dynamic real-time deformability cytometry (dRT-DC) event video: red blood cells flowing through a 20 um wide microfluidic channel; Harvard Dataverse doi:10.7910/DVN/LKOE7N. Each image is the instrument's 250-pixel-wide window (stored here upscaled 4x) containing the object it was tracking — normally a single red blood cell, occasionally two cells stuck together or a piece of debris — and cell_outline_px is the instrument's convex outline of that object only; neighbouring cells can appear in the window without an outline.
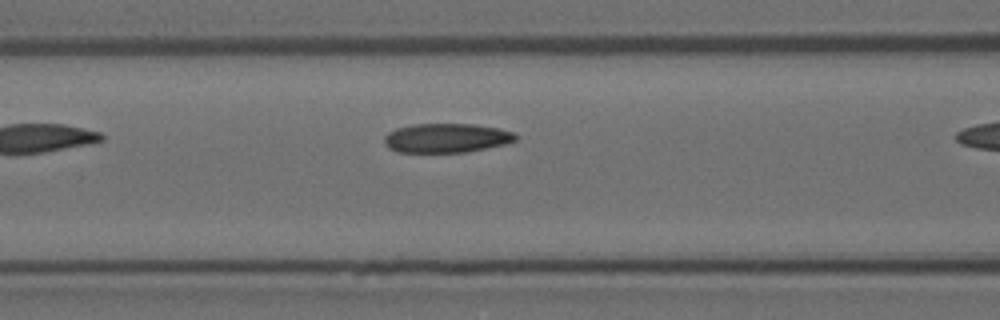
{"species": "Egyptian fruit bat (a non-hibernating species)", "species_latin": "Rousettus aegyptiacus", "temperature_condition": "room temperature", "stored_images_in_passage": 6, "segment_of_instrument_passage": [1, 2], "camera_frame_rate_fps": 3000, "um_per_image_px": 0.085, "animal": {"sex": "female"}, "frame": {"image": 1, "passage_image": 5, "time_ms": 1.333, "image_size_px": [1000, 320], "cell_outline_px": [[516, 140], [504, 144], [468, 152], [396, 152], [388, 148], [384, 144], [384, 136], [388, 132], [396, 128], [412, 124], [472, 124], [496, 128], [512, 132], [516, 136]], "centroid_in_image_um": [37.88, 11.73], "position_along_channel_um": 128.7, "area_um2": 22.31}}